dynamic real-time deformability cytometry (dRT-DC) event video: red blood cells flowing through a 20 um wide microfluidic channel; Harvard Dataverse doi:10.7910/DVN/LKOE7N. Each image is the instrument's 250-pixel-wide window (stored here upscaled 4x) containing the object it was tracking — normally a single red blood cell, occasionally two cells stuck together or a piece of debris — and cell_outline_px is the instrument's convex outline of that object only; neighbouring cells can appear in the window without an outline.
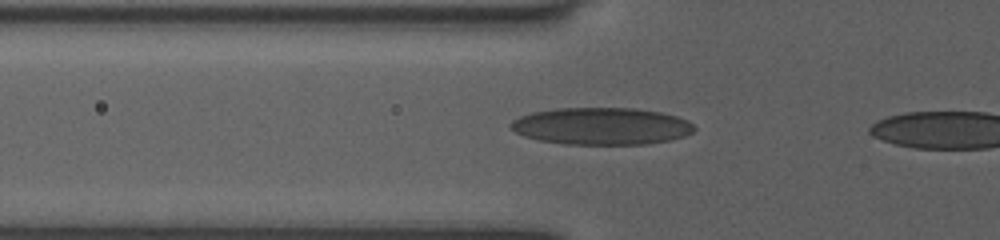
{"species": "human", "species_latin": "Homo sapiens", "temperature_condition": "room temperature", "stored_images_in_passage": 7, "camera_frame_rate_fps": 3000, "um_per_image_px": 0.085, "donor": {"sex": "female"}, "frame": {"image": 1, "passage_image": 6, "time_ms": 3.0, "image_size_px": [1000, 240], "cell_outline_px": [[696, 128], [692, 132], [684, 136], [672, 140], [648, 144], [564, 144], [540, 140], [524, 136], [516, 132], [508, 124], [512, 120], [520, 116], [532, 112], [556, 108], [636, 108], [660, 112], [676, 116], [688, 120]], "centroid_in_image_um": [51.13, 10.72], "position_along_channel_um": 74.7, "area_um2": 39.82}}